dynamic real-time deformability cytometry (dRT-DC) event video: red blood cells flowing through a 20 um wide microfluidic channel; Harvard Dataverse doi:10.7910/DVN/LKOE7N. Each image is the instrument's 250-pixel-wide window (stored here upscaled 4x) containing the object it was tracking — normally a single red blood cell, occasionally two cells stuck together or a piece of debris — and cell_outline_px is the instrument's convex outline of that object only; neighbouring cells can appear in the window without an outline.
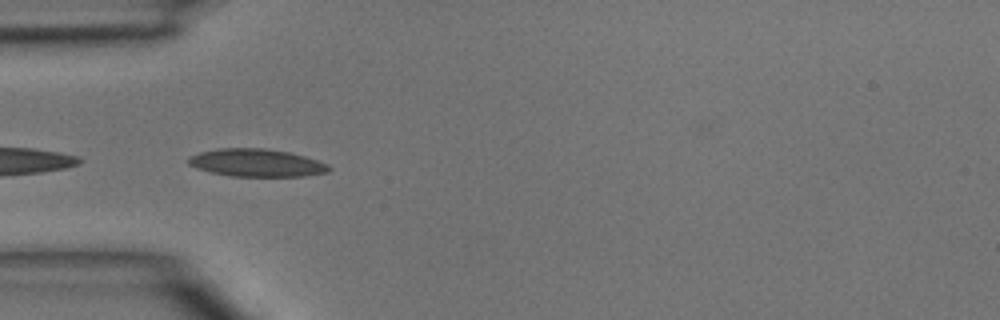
{"species": "common noctule bat (a hibernating species)", "species_latin": "Nyctalus noctula", "temperature_condition": "room temperature", "stored_images_in_passage": 16, "camera_frame_rate_fps": 3000, "um_per_image_px": 0.085, "animal": {"sex": "male", "body_mass_g": 15.6}, "frame": {"image": 1, "passage_image": 10, "time_ms": 3.0, "image_size_px": [1000, 320], "cell_outline_px": [[332, 168], [328, 172], [304, 176], [232, 176], [212, 172], [196, 168], [188, 164], [188, 156], [200, 152], [216, 148], [264, 148], [288, 152], [304, 156], [328, 164]], "centroid_in_image_um": [21.79, 13.83], "position_along_channel_um": 63.2, "area_um2": 22.66}}
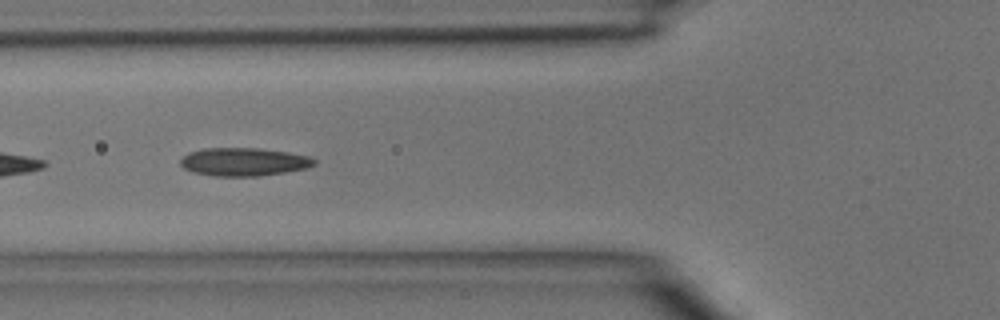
{"frame": {"image": 2, "passage_image": 13, "time_ms": 4.0, "image_size_px": [1000, 320], "cell_outline_px": [[316, 164], [308, 168], [284, 172], [256, 176], [216, 176], [192, 172], [184, 168], [180, 164], [180, 160], [188, 152], [204, 148], [256, 148], [288, 152], [308, 156], [316, 160]], "centroid_in_image_um": [20.71, 13.75], "position_along_channel_um": 105.1, "area_um2": 21.91}}